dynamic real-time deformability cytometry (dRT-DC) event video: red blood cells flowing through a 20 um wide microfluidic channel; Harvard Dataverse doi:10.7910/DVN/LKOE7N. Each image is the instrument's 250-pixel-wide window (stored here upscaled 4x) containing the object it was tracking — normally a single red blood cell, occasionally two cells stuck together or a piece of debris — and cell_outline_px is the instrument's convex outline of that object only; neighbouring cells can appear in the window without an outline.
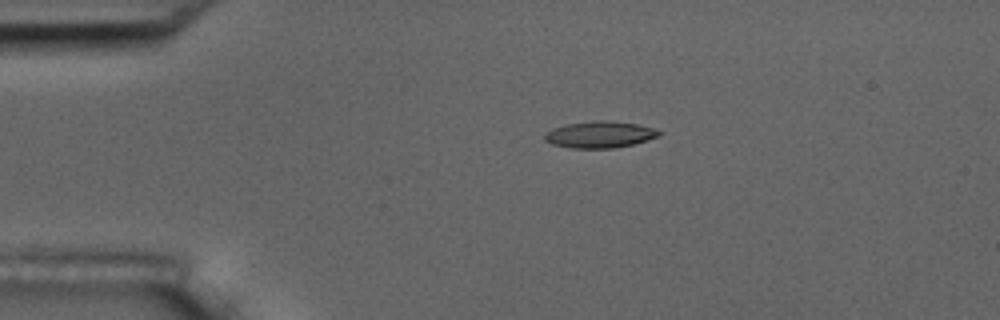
{"species": "common noctule bat (a hibernating species)", "species_latin": "Nyctalus noctula", "temperature_condition": "room temperature", "stored_images_in_passage": 4, "camera_frame_rate_fps": 3000, "um_per_image_px": 0.085, "animal": {"sex": "male", "body_mass_g": 17.5, "forearm_length_mm": 52.3}, "frame": {"image": 1, "passage_image": 1, "time_ms": 0.0, "image_size_px": [1000, 320], "cell_outline_px": [[660, 136], [632, 144], [612, 148], [572, 148], [552, 144], [544, 140], [544, 136], [552, 128], [564, 124], [596, 120], [608, 120], [636, 124], [652, 128], [660, 132]], "centroid_in_image_um": [50.94, 11.43], "position_along_channel_um": 34.1, "area_um2": 17.57}}
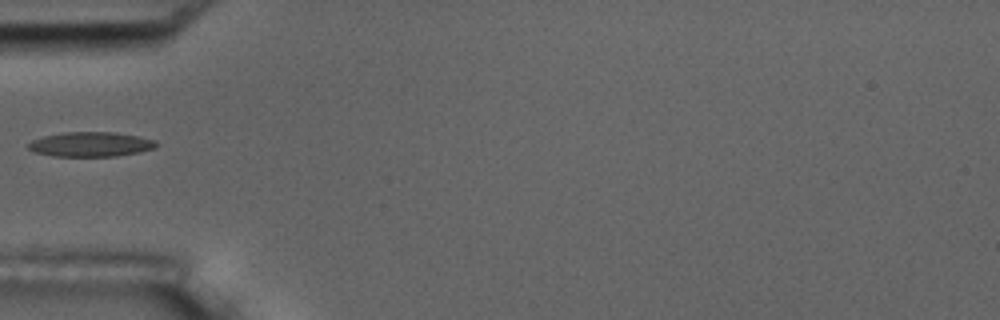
{"frame": {"image": 2, "passage_image": 3, "time_ms": 2.333, "image_size_px": [1000, 320], "cell_outline_px": [[156, 148], [140, 152], [116, 156], [52, 156], [36, 152], [28, 148], [28, 144], [32, 140], [44, 136], [64, 132], [116, 132], [156, 140]], "centroid_in_image_um": [7.72, 12.26], "position_along_channel_um": 77.3, "area_um2": 18.32}}